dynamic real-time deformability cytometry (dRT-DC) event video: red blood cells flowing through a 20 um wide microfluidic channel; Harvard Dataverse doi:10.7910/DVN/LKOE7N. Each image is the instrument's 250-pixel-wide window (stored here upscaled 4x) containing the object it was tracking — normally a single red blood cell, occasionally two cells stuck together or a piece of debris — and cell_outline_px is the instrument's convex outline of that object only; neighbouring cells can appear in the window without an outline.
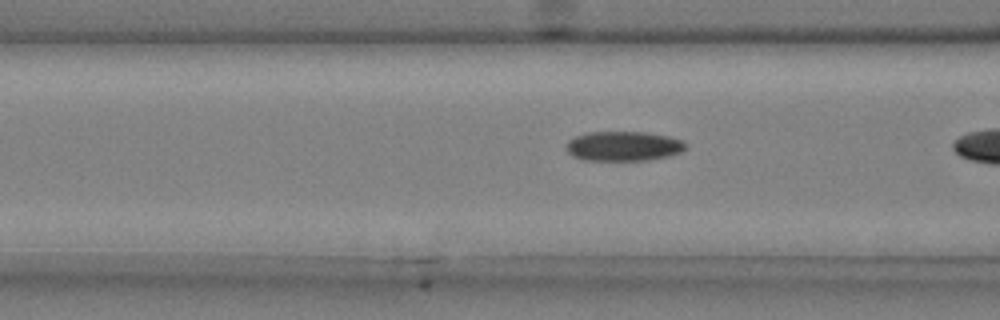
{"species": "common noctule bat (a hibernating species)", "species_latin": "Nyctalus noctula", "temperature_condition": "cold", "stored_images_in_passage": 27, "camera_frame_rate_fps": 3000, "um_per_image_px": 0.085, "animal": {"sex": "male", "body_mass_g": 20.4}, "frame": {"image": 1, "passage_image": 16, "time_ms": 5.0, "image_size_px": [1000, 320], "cell_outline_px": [[688, 148], [680, 152], [668, 156], [648, 160], [580, 160], [572, 156], [568, 152], [568, 140], [576, 136], [588, 132], [644, 132], [668, 136], [684, 140], [688, 144]], "centroid_in_image_um": [53.04, 12.42], "position_along_channel_um": 113.6, "area_um2": 20.75}}
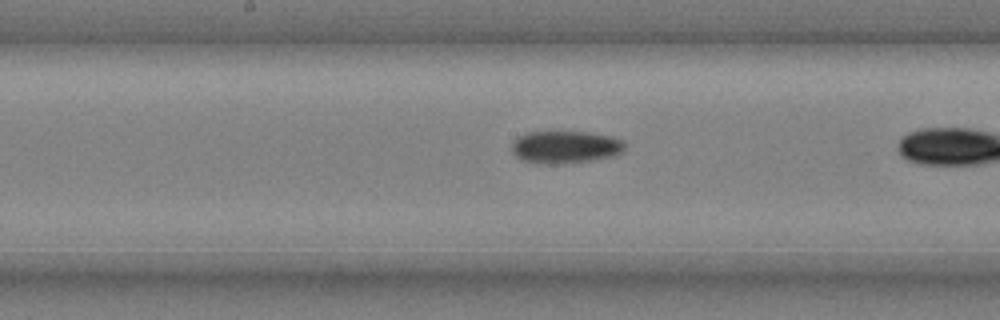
{"frame": {"image": 2, "passage_image": 23, "time_ms": 7.333, "image_size_px": [1000, 320], "cell_outline_px": [[624, 152], [616, 156], [592, 160], [556, 164], [536, 164], [520, 160], [512, 152], [512, 144], [516, 136], [528, 132], [548, 128], [588, 132], [612, 136], [624, 140]], "centroid_in_image_um": [48.02, 12.45], "position_along_channel_um": 200.2, "area_um2": 22.66}}